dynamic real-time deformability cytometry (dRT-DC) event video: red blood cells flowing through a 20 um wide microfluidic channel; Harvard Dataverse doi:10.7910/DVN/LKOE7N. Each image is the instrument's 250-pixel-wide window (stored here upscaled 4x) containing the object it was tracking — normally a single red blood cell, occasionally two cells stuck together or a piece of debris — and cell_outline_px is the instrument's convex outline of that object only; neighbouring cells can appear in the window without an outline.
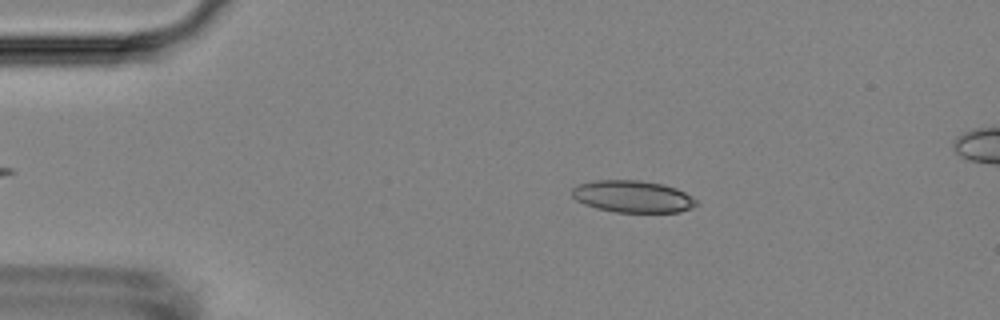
{"species": "Egyptian fruit bat (a non-hibernating species)", "species_latin": "Rousettus aegyptiacus", "temperature_condition": "room temperature", "stored_images_in_passage": 54, "camera_frame_rate_fps": 3000, "um_per_image_px": 0.085, "animal": {"sex": "female"}, "frame": {"image": 1, "passage_image": 10, "time_ms": 3.0, "image_size_px": [1000, 320], "cell_outline_px": [[696, 204], [692, 208], [680, 212], [616, 212], [596, 208], [584, 204], [576, 200], [572, 196], [572, 188], [580, 184], [596, 180], [640, 180], [664, 184], [676, 188], [684, 192], [696, 200]], "centroid_in_image_um": [53.77, 16.7], "position_along_channel_um": 31.2, "area_um2": 23.12}}
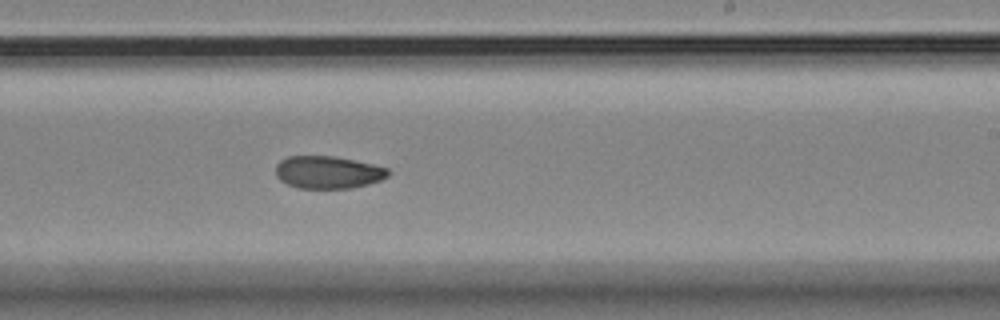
{"frame": {"image": 2, "passage_image": 33, "time_ms": 10.667, "image_size_px": [1000, 320], "cell_outline_px": [[388, 176], [380, 180], [368, 184], [352, 188], [296, 188], [280, 180], [276, 176], [276, 164], [280, 160], [288, 156], [332, 156], [372, 164], [388, 168]], "centroid_in_image_um": [27.84, 14.65], "position_along_channel_um": 261.2, "area_um2": 21.21}}
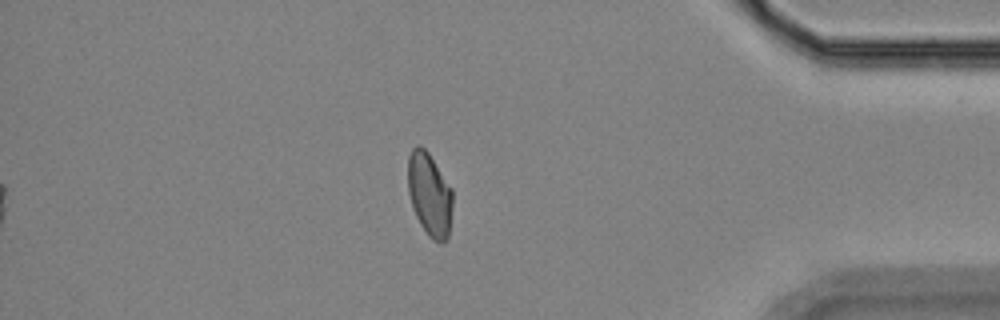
{"frame": {"image": 3, "passage_image": 47, "time_ms": 15.333, "image_size_px": [1000, 320], "cell_outline_px": [[452, 208], [448, 240], [444, 244], [440, 244], [432, 240], [428, 236], [420, 224], [416, 216], [408, 192], [408, 156], [412, 148], [416, 144], [420, 144], [428, 152], [452, 188]], "centroid_in_image_um": [36.52, 16.55], "position_along_channel_um": 398.7, "area_um2": 22.02}}